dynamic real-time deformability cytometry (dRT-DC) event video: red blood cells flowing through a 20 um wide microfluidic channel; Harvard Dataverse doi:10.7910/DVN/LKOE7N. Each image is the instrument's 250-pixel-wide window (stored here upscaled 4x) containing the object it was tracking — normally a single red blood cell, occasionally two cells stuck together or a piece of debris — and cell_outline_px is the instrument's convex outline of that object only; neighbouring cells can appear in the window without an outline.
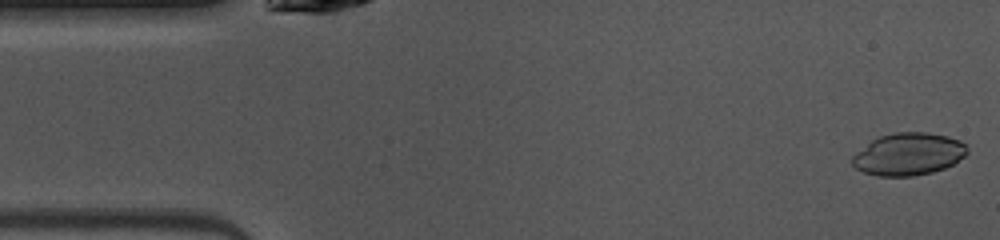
{"species": "common noctule bat (a hibernating species)", "species_latin": "Nyctalus noctula", "temperature_condition": "warm", "stored_images_in_passage": 46, "camera_frame_rate_fps": 3000, "um_per_image_px": 0.085, "animal": {"sex": "female", "body_mass_g": 10.0, "forearm_length_mm": 53.1}, "frame": {"image": 1, "passage_image": 1, "time_ms": 0.0, "image_size_px": [1000, 240], "cell_outline_px": [[968, 152], [964, 156], [952, 164], [944, 168], [932, 172], [912, 176], [876, 176], [864, 172], [856, 168], [852, 164], [852, 156], [856, 152], [872, 140], [880, 136], [896, 132], [924, 132], [948, 136], [960, 140], [968, 148]], "centroid_in_image_um": [77.21, 13.1], "position_along_channel_um": 7.8, "area_um2": 28.26}}
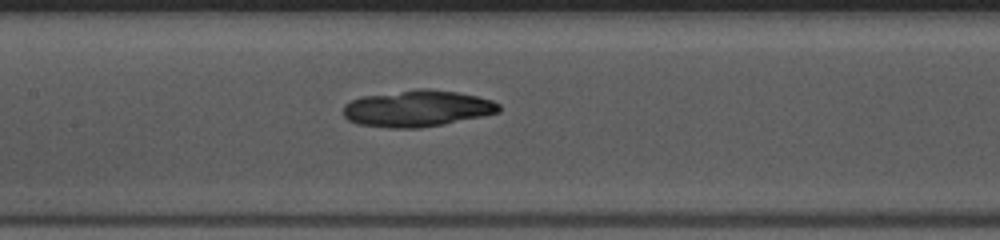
{"frame": {"image": 2, "passage_image": 20, "time_ms": 6.333, "image_size_px": [1000, 240], "cell_outline_px": [[500, 112], [484, 116], [444, 124], [420, 128], [392, 128], [360, 124], [348, 120], [344, 116], [344, 104], [352, 100], [364, 96], [416, 88], [428, 88], [456, 92], [476, 96], [492, 100], [500, 104]], "centroid_in_image_um": [35.49, 9.22], "position_along_channel_um": 171.9, "area_um2": 33.12}}
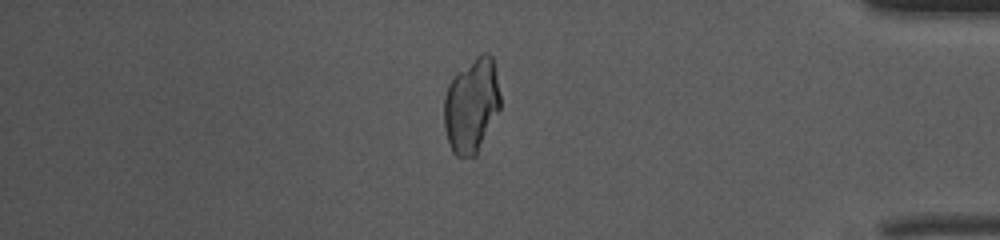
{"frame": {"image": 3, "passage_image": 39, "time_ms": 12.667, "image_size_px": [1000, 240], "cell_outline_px": [[500, 108], [476, 156], [456, 156], [452, 152], [444, 128], [444, 96], [448, 84], [480, 52], [488, 52], [492, 56], [500, 96]], "centroid_in_image_um": [40.07, 8.98], "position_along_channel_um": 395.1, "area_um2": 30.69}}